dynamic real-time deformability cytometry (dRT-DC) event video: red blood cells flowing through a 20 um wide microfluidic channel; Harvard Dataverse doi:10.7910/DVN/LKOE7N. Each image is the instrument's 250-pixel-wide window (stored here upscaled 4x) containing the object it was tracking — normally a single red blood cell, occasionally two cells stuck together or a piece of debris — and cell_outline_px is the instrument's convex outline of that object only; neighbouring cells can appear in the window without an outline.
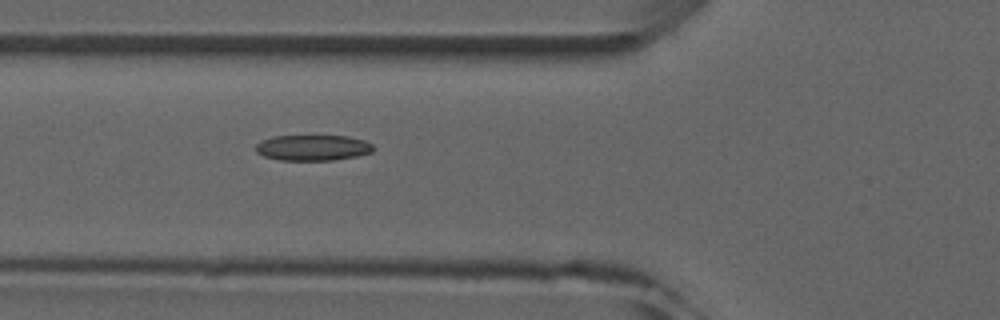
{"species": "common noctule bat (a hibernating species)", "species_latin": "Nyctalus noctula", "temperature_condition": "room temperature", "stored_images_in_passage": 5, "camera_frame_rate_fps": 3000, "um_per_image_px": 0.085, "animal": {"sex": "male", "forearm_length_mm": 52.5}, "frame": {"image": 1, "passage_image": 5, "time_ms": 4.667, "image_size_px": [1000, 320], "cell_outline_px": [[372, 152], [356, 156], [332, 160], [280, 160], [264, 156], [256, 152], [256, 144], [260, 140], [272, 136], [348, 136], [364, 140], [372, 144]], "centroid_in_image_um": [26.55, 12.55], "position_along_channel_um": 99.2, "area_um2": 17.57}}